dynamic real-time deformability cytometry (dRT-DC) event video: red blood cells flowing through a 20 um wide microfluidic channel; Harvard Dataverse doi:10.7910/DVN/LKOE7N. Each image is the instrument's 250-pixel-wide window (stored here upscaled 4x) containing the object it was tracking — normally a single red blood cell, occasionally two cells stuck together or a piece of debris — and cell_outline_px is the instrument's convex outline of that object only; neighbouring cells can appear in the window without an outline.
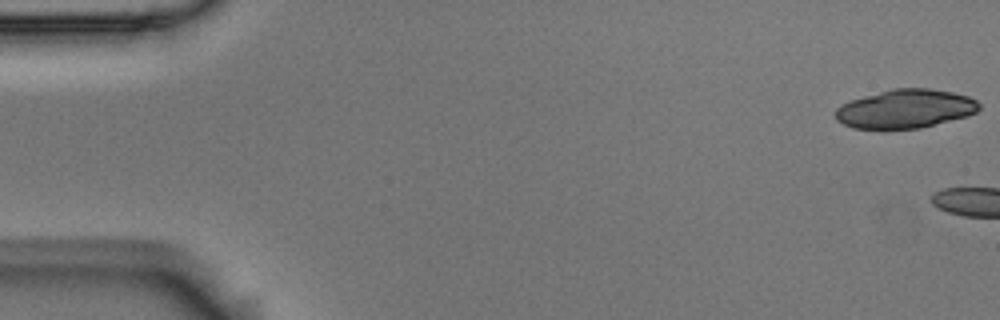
{"species": "Egyptian fruit bat (a non-hibernating species)", "species_latin": "Rousettus aegyptiacus", "temperature_condition": "room temperature", "stored_images_in_passage": 6, "camera_frame_rate_fps": 3000, "um_per_image_px": 0.085, "animal": {"sex": "male"}, "frame": {"image": 1, "passage_image": 1, "time_ms": 0.0, "image_size_px": [1000, 320], "cell_outline_px": [[980, 108], [976, 112], [968, 116], [920, 128], [880, 132], [852, 128], [836, 120], [836, 108], [840, 104], [864, 96], [892, 88], [928, 88], [952, 92], [968, 96], [976, 100], [980, 104]], "centroid_in_image_um": [76.92, 9.29], "position_along_channel_um": 8.1, "area_um2": 33.29}}